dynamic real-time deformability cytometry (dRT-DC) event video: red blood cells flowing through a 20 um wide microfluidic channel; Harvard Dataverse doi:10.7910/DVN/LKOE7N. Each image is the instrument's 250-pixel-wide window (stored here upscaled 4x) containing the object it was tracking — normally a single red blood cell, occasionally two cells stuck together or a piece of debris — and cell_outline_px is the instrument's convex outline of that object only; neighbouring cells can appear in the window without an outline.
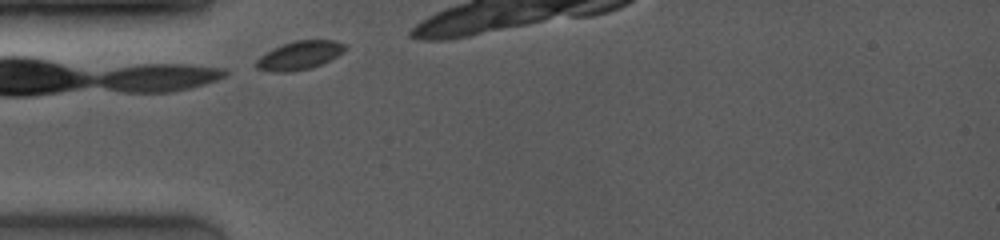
{"species": "common noctule bat (a hibernating species)", "species_latin": "Nyctalus noctula", "temperature_condition": "room temperature", "stored_images_in_passage": 7, "camera_frame_rate_fps": 4000, "um_per_image_px": 0.085, "animal": {"sex": "female", "body_mass_g": 19.0, "forearm_length_mm": 53.3}, "frame": {"image": 1, "passage_image": 1, "time_ms": 0.0, "image_size_px": [1000, 240], "cell_outline_px": [[348, 48], [344, 52], [312, 68], [292, 72], [276, 72], [256, 68], [256, 60], [260, 56], [272, 48], [296, 40], [332, 40], [344, 44]], "centroid_in_image_um": [25.45, 4.71], "position_along_channel_um": 59.5, "area_um2": 14.68}}